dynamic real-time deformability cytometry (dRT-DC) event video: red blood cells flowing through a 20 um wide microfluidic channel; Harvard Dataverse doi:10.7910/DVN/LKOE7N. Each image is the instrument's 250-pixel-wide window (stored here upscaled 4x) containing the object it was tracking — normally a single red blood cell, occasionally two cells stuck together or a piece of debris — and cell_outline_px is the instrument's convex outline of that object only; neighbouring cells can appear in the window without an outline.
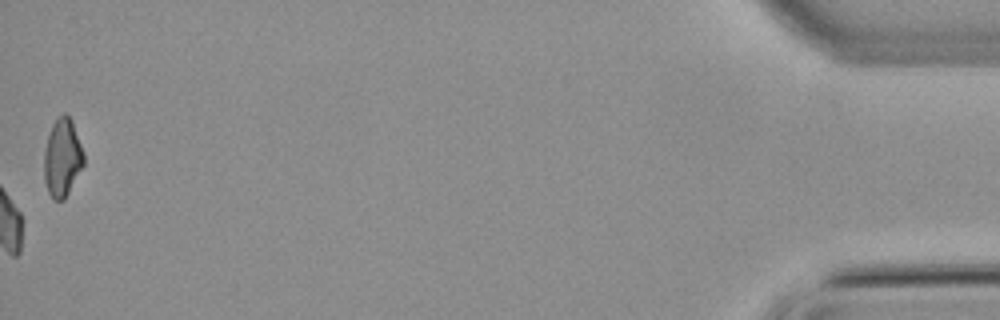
{"species": "common noctule bat (a hibernating species)", "species_latin": "Nyctalus noctula", "temperature_condition": "warm", "stored_images_in_passage": 55, "camera_frame_rate_fps": 3000, "um_per_image_px": 0.085, "animal": {"sex": "male", "body_mass_g": 21.5, "forearm_length_mm": 52.0}, "frame": {"image": 1, "passage_image": 55, "time_ms": 18.0, "image_size_px": [1000, 320], "cell_outline_px": [[84, 164], [64, 200], [52, 200], [48, 192], [44, 180], [44, 152], [48, 136], [52, 124], [56, 116], [64, 112], [72, 120], [84, 156]], "centroid_in_image_um": [5.28, 13.4], "position_along_channel_um": 429.9, "area_um2": 18.03}}